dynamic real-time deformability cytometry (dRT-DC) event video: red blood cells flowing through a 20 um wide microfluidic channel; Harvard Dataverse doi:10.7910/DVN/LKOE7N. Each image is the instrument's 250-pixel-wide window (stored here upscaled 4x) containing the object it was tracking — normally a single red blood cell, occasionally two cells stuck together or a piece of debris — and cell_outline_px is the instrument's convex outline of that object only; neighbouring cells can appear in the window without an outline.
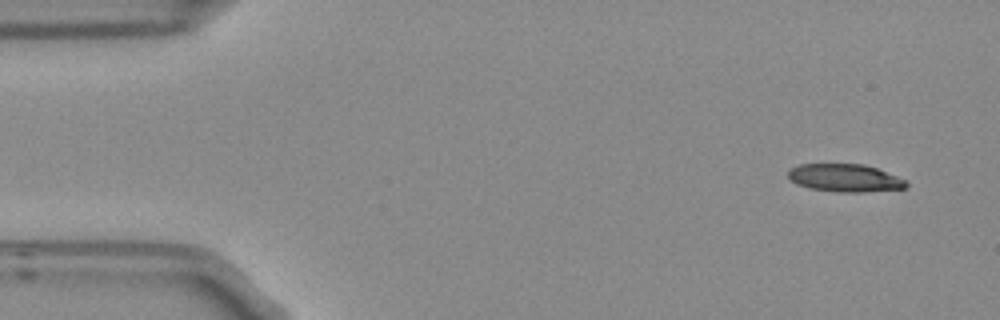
{"species": "Egyptian fruit bat (a non-hibernating species)", "species_latin": "Rousettus aegyptiacus", "temperature_condition": "room temperature", "stored_images_in_passage": 4, "camera_frame_rate_fps": 3000, "um_per_image_px": 0.085, "frame": {"image": 1, "passage_image": 1, "time_ms": 0.0, "image_size_px": [1000, 320], "cell_outline_px": [[908, 188], [864, 192], [836, 192], [808, 188], [796, 184], [788, 176], [788, 168], [800, 164], [864, 164], [876, 168], [908, 180]], "centroid_in_image_um": [71.83, 15.13], "position_along_channel_um": 13.2, "area_um2": 19.36}}